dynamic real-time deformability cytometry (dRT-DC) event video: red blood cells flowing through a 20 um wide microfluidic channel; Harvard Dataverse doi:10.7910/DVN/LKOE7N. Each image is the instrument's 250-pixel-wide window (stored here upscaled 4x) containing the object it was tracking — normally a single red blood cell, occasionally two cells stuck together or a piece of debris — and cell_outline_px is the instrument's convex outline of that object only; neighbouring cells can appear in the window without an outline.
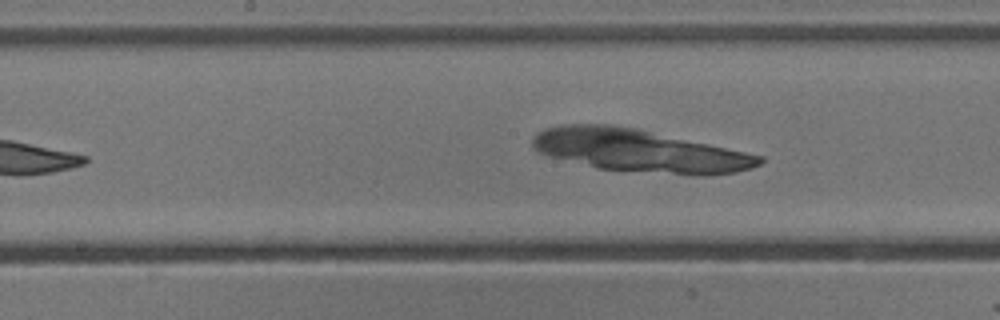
{"species": "common noctule bat (a hibernating species)", "species_latin": "Nyctalus noctula", "temperature_condition": "cold", "stored_images_in_passage": 26, "camera_frame_rate_fps": 3000, "um_per_image_px": 0.085, "animal": {"sex": "male", "body_mass_g": 13.3}, "frame": {"image": 1, "passage_image": 11, "time_ms": 3.333, "image_size_px": [1000, 320], "cell_outline_px": [[764, 160], [760, 164], [752, 168], [736, 172], [712, 176], [696, 176], [596, 168], [548, 156], [540, 152], [532, 144], [532, 140], [544, 128], [564, 124], [612, 124], [632, 128], [764, 156]], "centroid_in_image_um": [54.36, 12.83], "position_along_channel_um": 193.8, "area_um2": 55.89}}
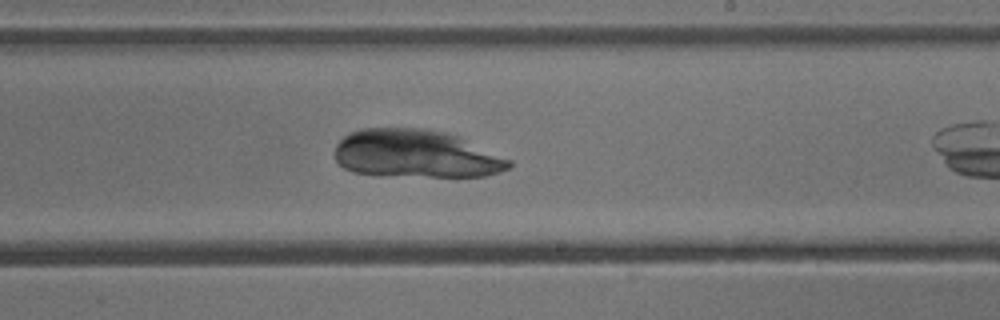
{"frame": {"image": 2, "passage_image": 16, "time_ms": 5.0, "image_size_px": [1000, 320], "cell_outline_px": [[512, 164], [508, 168], [500, 172], [488, 176], [376, 176], [352, 172], [344, 168], [336, 160], [336, 144], [344, 136], [352, 132], [364, 128], [416, 128], [444, 132], [456, 136], [512, 160]], "centroid_in_image_um": [35.32, 13.1], "position_along_channel_um": 253.7, "area_um2": 48.61}}
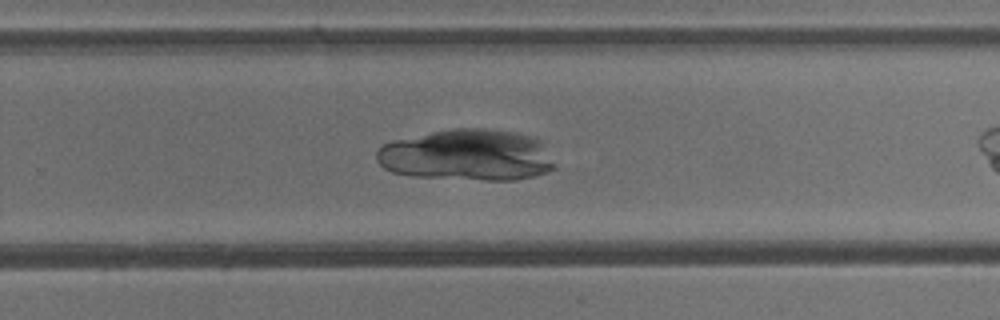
{"frame": {"image": 3, "passage_image": 19, "time_ms": 6.0, "image_size_px": [1000, 320], "cell_outline_px": [[556, 168], [548, 172], [536, 176], [516, 180], [484, 180], [416, 176], [392, 172], [384, 168], [376, 160], [376, 152], [384, 144], [392, 140], [432, 132], [460, 128], [480, 128], [504, 132], [524, 136], [536, 140], [556, 164]], "centroid_in_image_um": [39.65, 13.22], "position_along_channel_um": 290.2, "area_um2": 52.48}}